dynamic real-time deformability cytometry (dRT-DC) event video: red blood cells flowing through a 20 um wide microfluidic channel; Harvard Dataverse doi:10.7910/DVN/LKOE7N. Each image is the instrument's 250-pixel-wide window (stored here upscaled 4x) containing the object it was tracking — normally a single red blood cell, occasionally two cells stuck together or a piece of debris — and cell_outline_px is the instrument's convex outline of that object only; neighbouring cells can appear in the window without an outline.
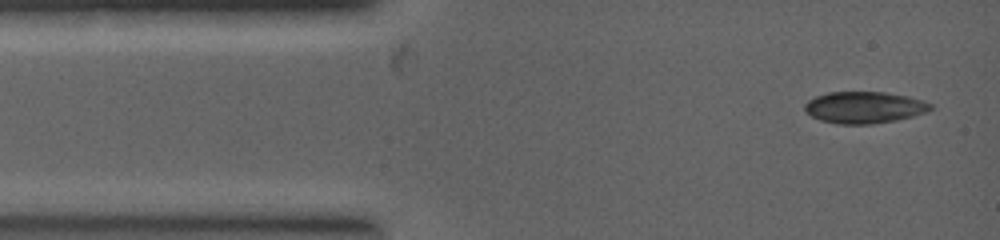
{"species": "common noctule bat (a hibernating species)", "species_latin": "Nyctalus noctula", "temperature_condition": "warm", "stored_images_in_passage": 4, "camera_frame_rate_fps": 5000, "um_per_image_px": 0.085, "animal": {"sex": "female", "body_mass_g": 19.0, "forearm_length_mm": 53.3}, "frame": {"image": 1, "passage_image": 1, "time_ms": 0.0, "image_size_px": [1000, 240], "cell_outline_px": [[932, 108], [928, 112], [896, 120], [872, 124], [836, 124], [820, 120], [812, 116], [804, 108], [804, 104], [808, 100], [816, 96], [828, 92], [884, 92], [908, 96], [932, 104]], "centroid_in_image_um": [73.46, 9.13], "position_along_channel_um": 11.5, "area_um2": 23.18}}